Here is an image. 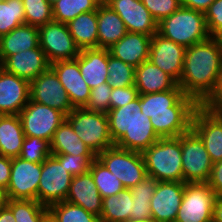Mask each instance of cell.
<instances>
[{
  "mask_svg": "<svg viewBox=\"0 0 222 222\" xmlns=\"http://www.w3.org/2000/svg\"><path fill=\"white\" fill-rule=\"evenodd\" d=\"M141 112L150 118L160 138L178 137L189 132L195 110L200 106L184 95L178 84L162 92L139 94Z\"/></svg>",
  "mask_w": 222,
  "mask_h": 222,
  "instance_id": "1",
  "label": "cell"
},
{
  "mask_svg": "<svg viewBox=\"0 0 222 222\" xmlns=\"http://www.w3.org/2000/svg\"><path fill=\"white\" fill-rule=\"evenodd\" d=\"M222 62V40L215 37L185 49L182 76L177 83L184 95L201 105L214 90Z\"/></svg>",
  "mask_w": 222,
  "mask_h": 222,
  "instance_id": "2",
  "label": "cell"
},
{
  "mask_svg": "<svg viewBox=\"0 0 222 222\" xmlns=\"http://www.w3.org/2000/svg\"><path fill=\"white\" fill-rule=\"evenodd\" d=\"M109 133L117 147L143 153L160 139L150 118L141 112L139 96L130 103L109 109Z\"/></svg>",
  "mask_w": 222,
  "mask_h": 222,
  "instance_id": "3",
  "label": "cell"
},
{
  "mask_svg": "<svg viewBox=\"0 0 222 222\" xmlns=\"http://www.w3.org/2000/svg\"><path fill=\"white\" fill-rule=\"evenodd\" d=\"M142 155L147 175L158 181L183 182L180 136L160 138Z\"/></svg>",
  "mask_w": 222,
  "mask_h": 222,
  "instance_id": "4",
  "label": "cell"
},
{
  "mask_svg": "<svg viewBox=\"0 0 222 222\" xmlns=\"http://www.w3.org/2000/svg\"><path fill=\"white\" fill-rule=\"evenodd\" d=\"M158 33L185 48L210 37L205 13L180 7L158 23Z\"/></svg>",
  "mask_w": 222,
  "mask_h": 222,
  "instance_id": "5",
  "label": "cell"
},
{
  "mask_svg": "<svg viewBox=\"0 0 222 222\" xmlns=\"http://www.w3.org/2000/svg\"><path fill=\"white\" fill-rule=\"evenodd\" d=\"M66 120L71 124L77 136L97 156L109 147L114 146L109 133L106 113L74 108Z\"/></svg>",
  "mask_w": 222,
  "mask_h": 222,
  "instance_id": "6",
  "label": "cell"
},
{
  "mask_svg": "<svg viewBox=\"0 0 222 222\" xmlns=\"http://www.w3.org/2000/svg\"><path fill=\"white\" fill-rule=\"evenodd\" d=\"M107 169L117 177L124 188H132L147 175L142 153L117 147L107 148L97 155Z\"/></svg>",
  "mask_w": 222,
  "mask_h": 222,
  "instance_id": "7",
  "label": "cell"
},
{
  "mask_svg": "<svg viewBox=\"0 0 222 222\" xmlns=\"http://www.w3.org/2000/svg\"><path fill=\"white\" fill-rule=\"evenodd\" d=\"M183 182H208L213 162L200 137L191 129L180 135Z\"/></svg>",
  "mask_w": 222,
  "mask_h": 222,
  "instance_id": "8",
  "label": "cell"
},
{
  "mask_svg": "<svg viewBox=\"0 0 222 222\" xmlns=\"http://www.w3.org/2000/svg\"><path fill=\"white\" fill-rule=\"evenodd\" d=\"M216 196L207 182L185 183L174 222H212Z\"/></svg>",
  "mask_w": 222,
  "mask_h": 222,
  "instance_id": "9",
  "label": "cell"
},
{
  "mask_svg": "<svg viewBox=\"0 0 222 222\" xmlns=\"http://www.w3.org/2000/svg\"><path fill=\"white\" fill-rule=\"evenodd\" d=\"M19 117L26 137H38L49 143L55 131L66 119L63 112L30 99L19 113Z\"/></svg>",
  "mask_w": 222,
  "mask_h": 222,
  "instance_id": "10",
  "label": "cell"
},
{
  "mask_svg": "<svg viewBox=\"0 0 222 222\" xmlns=\"http://www.w3.org/2000/svg\"><path fill=\"white\" fill-rule=\"evenodd\" d=\"M72 175L68 169L50 155L42 163L38 185V202L45 207L65 201L69 193Z\"/></svg>",
  "mask_w": 222,
  "mask_h": 222,
  "instance_id": "11",
  "label": "cell"
},
{
  "mask_svg": "<svg viewBox=\"0 0 222 222\" xmlns=\"http://www.w3.org/2000/svg\"><path fill=\"white\" fill-rule=\"evenodd\" d=\"M39 46L51 64L60 60L75 59L80 49L76 46L67 24L52 21L38 27Z\"/></svg>",
  "mask_w": 222,
  "mask_h": 222,
  "instance_id": "12",
  "label": "cell"
},
{
  "mask_svg": "<svg viewBox=\"0 0 222 222\" xmlns=\"http://www.w3.org/2000/svg\"><path fill=\"white\" fill-rule=\"evenodd\" d=\"M42 163H33L21 157L12 158L8 199L37 200Z\"/></svg>",
  "mask_w": 222,
  "mask_h": 222,
  "instance_id": "13",
  "label": "cell"
},
{
  "mask_svg": "<svg viewBox=\"0 0 222 222\" xmlns=\"http://www.w3.org/2000/svg\"><path fill=\"white\" fill-rule=\"evenodd\" d=\"M29 95L31 101L55 108L66 116L74 109L66 90L51 67L30 82Z\"/></svg>",
  "mask_w": 222,
  "mask_h": 222,
  "instance_id": "14",
  "label": "cell"
},
{
  "mask_svg": "<svg viewBox=\"0 0 222 222\" xmlns=\"http://www.w3.org/2000/svg\"><path fill=\"white\" fill-rule=\"evenodd\" d=\"M185 49L157 32L151 37L148 60L178 83L182 76Z\"/></svg>",
  "mask_w": 222,
  "mask_h": 222,
  "instance_id": "15",
  "label": "cell"
},
{
  "mask_svg": "<svg viewBox=\"0 0 222 222\" xmlns=\"http://www.w3.org/2000/svg\"><path fill=\"white\" fill-rule=\"evenodd\" d=\"M191 129L203 141L212 162L222 161V115L200 105L194 112Z\"/></svg>",
  "mask_w": 222,
  "mask_h": 222,
  "instance_id": "16",
  "label": "cell"
},
{
  "mask_svg": "<svg viewBox=\"0 0 222 222\" xmlns=\"http://www.w3.org/2000/svg\"><path fill=\"white\" fill-rule=\"evenodd\" d=\"M108 5L123 20L127 32L153 35L158 23L141 0H107Z\"/></svg>",
  "mask_w": 222,
  "mask_h": 222,
  "instance_id": "17",
  "label": "cell"
},
{
  "mask_svg": "<svg viewBox=\"0 0 222 222\" xmlns=\"http://www.w3.org/2000/svg\"><path fill=\"white\" fill-rule=\"evenodd\" d=\"M185 182L159 181L151 198V215L156 222H174L184 194Z\"/></svg>",
  "mask_w": 222,
  "mask_h": 222,
  "instance_id": "18",
  "label": "cell"
},
{
  "mask_svg": "<svg viewBox=\"0 0 222 222\" xmlns=\"http://www.w3.org/2000/svg\"><path fill=\"white\" fill-rule=\"evenodd\" d=\"M63 85L74 108H83L89 101L91 88L82 78L78 56L72 60H60L50 64Z\"/></svg>",
  "mask_w": 222,
  "mask_h": 222,
  "instance_id": "19",
  "label": "cell"
},
{
  "mask_svg": "<svg viewBox=\"0 0 222 222\" xmlns=\"http://www.w3.org/2000/svg\"><path fill=\"white\" fill-rule=\"evenodd\" d=\"M30 82L0 68V115H19L27 105Z\"/></svg>",
  "mask_w": 222,
  "mask_h": 222,
  "instance_id": "20",
  "label": "cell"
},
{
  "mask_svg": "<svg viewBox=\"0 0 222 222\" xmlns=\"http://www.w3.org/2000/svg\"><path fill=\"white\" fill-rule=\"evenodd\" d=\"M50 67L45 53L40 46L10 55L1 68L31 82Z\"/></svg>",
  "mask_w": 222,
  "mask_h": 222,
  "instance_id": "21",
  "label": "cell"
},
{
  "mask_svg": "<svg viewBox=\"0 0 222 222\" xmlns=\"http://www.w3.org/2000/svg\"><path fill=\"white\" fill-rule=\"evenodd\" d=\"M151 37L152 35L127 32L117 43L108 48L109 53L136 68L149 59Z\"/></svg>",
  "mask_w": 222,
  "mask_h": 222,
  "instance_id": "22",
  "label": "cell"
},
{
  "mask_svg": "<svg viewBox=\"0 0 222 222\" xmlns=\"http://www.w3.org/2000/svg\"><path fill=\"white\" fill-rule=\"evenodd\" d=\"M67 202L81 206L86 211L100 217L102 197L93 181L91 172L72 177Z\"/></svg>",
  "mask_w": 222,
  "mask_h": 222,
  "instance_id": "23",
  "label": "cell"
},
{
  "mask_svg": "<svg viewBox=\"0 0 222 222\" xmlns=\"http://www.w3.org/2000/svg\"><path fill=\"white\" fill-rule=\"evenodd\" d=\"M108 49L91 48L80 50L78 64L82 78L93 89L108 82Z\"/></svg>",
  "mask_w": 222,
  "mask_h": 222,
  "instance_id": "24",
  "label": "cell"
},
{
  "mask_svg": "<svg viewBox=\"0 0 222 222\" xmlns=\"http://www.w3.org/2000/svg\"><path fill=\"white\" fill-rule=\"evenodd\" d=\"M177 82L151 61L146 60L135 68V87L139 94L172 90Z\"/></svg>",
  "mask_w": 222,
  "mask_h": 222,
  "instance_id": "25",
  "label": "cell"
},
{
  "mask_svg": "<svg viewBox=\"0 0 222 222\" xmlns=\"http://www.w3.org/2000/svg\"><path fill=\"white\" fill-rule=\"evenodd\" d=\"M39 46L38 27L22 24L0 37V62L10 55Z\"/></svg>",
  "mask_w": 222,
  "mask_h": 222,
  "instance_id": "26",
  "label": "cell"
},
{
  "mask_svg": "<svg viewBox=\"0 0 222 222\" xmlns=\"http://www.w3.org/2000/svg\"><path fill=\"white\" fill-rule=\"evenodd\" d=\"M97 24L98 48H110L127 33L123 20L106 4L97 7Z\"/></svg>",
  "mask_w": 222,
  "mask_h": 222,
  "instance_id": "27",
  "label": "cell"
},
{
  "mask_svg": "<svg viewBox=\"0 0 222 222\" xmlns=\"http://www.w3.org/2000/svg\"><path fill=\"white\" fill-rule=\"evenodd\" d=\"M25 138L19 115H0V155L16 158Z\"/></svg>",
  "mask_w": 222,
  "mask_h": 222,
  "instance_id": "28",
  "label": "cell"
},
{
  "mask_svg": "<svg viewBox=\"0 0 222 222\" xmlns=\"http://www.w3.org/2000/svg\"><path fill=\"white\" fill-rule=\"evenodd\" d=\"M67 26L80 50L98 48L97 10L78 15Z\"/></svg>",
  "mask_w": 222,
  "mask_h": 222,
  "instance_id": "29",
  "label": "cell"
},
{
  "mask_svg": "<svg viewBox=\"0 0 222 222\" xmlns=\"http://www.w3.org/2000/svg\"><path fill=\"white\" fill-rule=\"evenodd\" d=\"M50 150L51 155H95L77 136V133L66 119L55 131L50 142Z\"/></svg>",
  "mask_w": 222,
  "mask_h": 222,
  "instance_id": "30",
  "label": "cell"
},
{
  "mask_svg": "<svg viewBox=\"0 0 222 222\" xmlns=\"http://www.w3.org/2000/svg\"><path fill=\"white\" fill-rule=\"evenodd\" d=\"M132 195L124 188L117 195L102 198L100 222H127L131 220Z\"/></svg>",
  "mask_w": 222,
  "mask_h": 222,
  "instance_id": "31",
  "label": "cell"
},
{
  "mask_svg": "<svg viewBox=\"0 0 222 222\" xmlns=\"http://www.w3.org/2000/svg\"><path fill=\"white\" fill-rule=\"evenodd\" d=\"M158 182L153 176L146 175L139 184L130 188L132 195L131 220L152 218L150 204Z\"/></svg>",
  "mask_w": 222,
  "mask_h": 222,
  "instance_id": "32",
  "label": "cell"
},
{
  "mask_svg": "<svg viewBox=\"0 0 222 222\" xmlns=\"http://www.w3.org/2000/svg\"><path fill=\"white\" fill-rule=\"evenodd\" d=\"M89 171L102 198L117 195L124 189L121 181L97 157L91 162Z\"/></svg>",
  "mask_w": 222,
  "mask_h": 222,
  "instance_id": "33",
  "label": "cell"
},
{
  "mask_svg": "<svg viewBox=\"0 0 222 222\" xmlns=\"http://www.w3.org/2000/svg\"><path fill=\"white\" fill-rule=\"evenodd\" d=\"M96 0H58L53 6V21L67 24L84 12L97 10Z\"/></svg>",
  "mask_w": 222,
  "mask_h": 222,
  "instance_id": "34",
  "label": "cell"
},
{
  "mask_svg": "<svg viewBox=\"0 0 222 222\" xmlns=\"http://www.w3.org/2000/svg\"><path fill=\"white\" fill-rule=\"evenodd\" d=\"M6 206L12 211L16 222H40L48 210L37 200L8 199Z\"/></svg>",
  "mask_w": 222,
  "mask_h": 222,
  "instance_id": "35",
  "label": "cell"
},
{
  "mask_svg": "<svg viewBox=\"0 0 222 222\" xmlns=\"http://www.w3.org/2000/svg\"><path fill=\"white\" fill-rule=\"evenodd\" d=\"M25 24L22 0H8L0 3V37L19 25Z\"/></svg>",
  "mask_w": 222,
  "mask_h": 222,
  "instance_id": "36",
  "label": "cell"
},
{
  "mask_svg": "<svg viewBox=\"0 0 222 222\" xmlns=\"http://www.w3.org/2000/svg\"><path fill=\"white\" fill-rule=\"evenodd\" d=\"M108 83L112 88L135 85V68L120 59L108 55Z\"/></svg>",
  "mask_w": 222,
  "mask_h": 222,
  "instance_id": "37",
  "label": "cell"
},
{
  "mask_svg": "<svg viewBox=\"0 0 222 222\" xmlns=\"http://www.w3.org/2000/svg\"><path fill=\"white\" fill-rule=\"evenodd\" d=\"M48 209L59 222H100V218L95 214L67 201L53 204Z\"/></svg>",
  "mask_w": 222,
  "mask_h": 222,
  "instance_id": "38",
  "label": "cell"
},
{
  "mask_svg": "<svg viewBox=\"0 0 222 222\" xmlns=\"http://www.w3.org/2000/svg\"><path fill=\"white\" fill-rule=\"evenodd\" d=\"M25 24L40 27L53 21L52 6L46 0H22Z\"/></svg>",
  "mask_w": 222,
  "mask_h": 222,
  "instance_id": "39",
  "label": "cell"
},
{
  "mask_svg": "<svg viewBox=\"0 0 222 222\" xmlns=\"http://www.w3.org/2000/svg\"><path fill=\"white\" fill-rule=\"evenodd\" d=\"M51 155L50 143L38 137H26L23 140L19 157L33 163H43Z\"/></svg>",
  "mask_w": 222,
  "mask_h": 222,
  "instance_id": "40",
  "label": "cell"
},
{
  "mask_svg": "<svg viewBox=\"0 0 222 222\" xmlns=\"http://www.w3.org/2000/svg\"><path fill=\"white\" fill-rule=\"evenodd\" d=\"M112 87L108 82L99 84L96 88L91 89L90 98L86 110L107 113L110 109V96Z\"/></svg>",
  "mask_w": 222,
  "mask_h": 222,
  "instance_id": "41",
  "label": "cell"
},
{
  "mask_svg": "<svg viewBox=\"0 0 222 222\" xmlns=\"http://www.w3.org/2000/svg\"><path fill=\"white\" fill-rule=\"evenodd\" d=\"M61 165H64L68 172L74 177L87 173L91 162L97 157L96 155H79L70 154L53 155Z\"/></svg>",
  "mask_w": 222,
  "mask_h": 222,
  "instance_id": "42",
  "label": "cell"
},
{
  "mask_svg": "<svg viewBox=\"0 0 222 222\" xmlns=\"http://www.w3.org/2000/svg\"><path fill=\"white\" fill-rule=\"evenodd\" d=\"M157 23L181 7L180 0H141Z\"/></svg>",
  "mask_w": 222,
  "mask_h": 222,
  "instance_id": "43",
  "label": "cell"
},
{
  "mask_svg": "<svg viewBox=\"0 0 222 222\" xmlns=\"http://www.w3.org/2000/svg\"><path fill=\"white\" fill-rule=\"evenodd\" d=\"M210 37L222 40V0H214L205 12Z\"/></svg>",
  "mask_w": 222,
  "mask_h": 222,
  "instance_id": "44",
  "label": "cell"
},
{
  "mask_svg": "<svg viewBox=\"0 0 222 222\" xmlns=\"http://www.w3.org/2000/svg\"><path fill=\"white\" fill-rule=\"evenodd\" d=\"M138 96V89L135 87V85L123 88H112L110 96V109L123 107L124 105L135 100Z\"/></svg>",
  "mask_w": 222,
  "mask_h": 222,
  "instance_id": "45",
  "label": "cell"
},
{
  "mask_svg": "<svg viewBox=\"0 0 222 222\" xmlns=\"http://www.w3.org/2000/svg\"><path fill=\"white\" fill-rule=\"evenodd\" d=\"M201 106L214 113L220 114L222 112V62L217 84L210 96L201 104Z\"/></svg>",
  "mask_w": 222,
  "mask_h": 222,
  "instance_id": "46",
  "label": "cell"
},
{
  "mask_svg": "<svg viewBox=\"0 0 222 222\" xmlns=\"http://www.w3.org/2000/svg\"><path fill=\"white\" fill-rule=\"evenodd\" d=\"M207 183L217 196L222 195V161L213 164Z\"/></svg>",
  "mask_w": 222,
  "mask_h": 222,
  "instance_id": "47",
  "label": "cell"
},
{
  "mask_svg": "<svg viewBox=\"0 0 222 222\" xmlns=\"http://www.w3.org/2000/svg\"><path fill=\"white\" fill-rule=\"evenodd\" d=\"M12 158L0 155V187L7 189L11 174Z\"/></svg>",
  "mask_w": 222,
  "mask_h": 222,
  "instance_id": "48",
  "label": "cell"
},
{
  "mask_svg": "<svg viewBox=\"0 0 222 222\" xmlns=\"http://www.w3.org/2000/svg\"><path fill=\"white\" fill-rule=\"evenodd\" d=\"M214 0H180L181 7L205 13Z\"/></svg>",
  "mask_w": 222,
  "mask_h": 222,
  "instance_id": "49",
  "label": "cell"
},
{
  "mask_svg": "<svg viewBox=\"0 0 222 222\" xmlns=\"http://www.w3.org/2000/svg\"><path fill=\"white\" fill-rule=\"evenodd\" d=\"M212 222H222V195L216 196L213 207Z\"/></svg>",
  "mask_w": 222,
  "mask_h": 222,
  "instance_id": "50",
  "label": "cell"
},
{
  "mask_svg": "<svg viewBox=\"0 0 222 222\" xmlns=\"http://www.w3.org/2000/svg\"><path fill=\"white\" fill-rule=\"evenodd\" d=\"M0 222H16L12 211L7 206L0 209Z\"/></svg>",
  "mask_w": 222,
  "mask_h": 222,
  "instance_id": "51",
  "label": "cell"
},
{
  "mask_svg": "<svg viewBox=\"0 0 222 222\" xmlns=\"http://www.w3.org/2000/svg\"><path fill=\"white\" fill-rule=\"evenodd\" d=\"M40 222H59L54 214L48 209L42 216Z\"/></svg>",
  "mask_w": 222,
  "mask_h": 222,
  "instance_id": "52",
  "label": "cell"
},
{
  "mask_svg": "<svg viewBox=\"0 0 222 222\" xmlns=\"http://www.w3.org/2000/svg\"><path fill=\"white\" fill-rule=\"evenodd\" d=\"M6 190L0 187V209H3L7 204Z\"/></svg>",
  "mask_w": 222,
  "mask_h": 222,
  "instance_id": "53",
  "label": "cell"
},
{
  "mask_svg": "<svg viewBox=\"0 0 222 222\" xmlns=\"http://www.w3.org/2000/svg\"><path fill=\"white\" fill-rule=\"evenodd\" d=\"M127 222H156L153 218L144 219V220H129Z\"/></svg>",
  "mask_w": 222,
  "mask_h": 222,
  "instance_id": "54",
  "label": "cell"
},
{
  "mask_svg": "<svg viewBox=\"0 0 222 222\" xmlns=\"http://www.w3.org/2000/svg\"><path fill=\"white\" fill-rule=\"evenodd\" d=\"M51 6H53L58 0H46Z\"/></svg>",
  "mask_w": 222,
  "mask_h": 222,
  "instance_id": "55",
  "label": "cell"
},
{
  "mask_svg": "<svg viewBox=\"0 0 222 222\" xmlns=\"http://www.w3.org/2000/svg\"><path fill=\"white\" fill-rule=\"evenodd\" d=\"M99 4H106L107 0H96Z\"/></svg>",
  "mask_w": 222,
  "mask_h": 222,
  "instance_id": "56",
  "label": "cell"
}]
</instances>
